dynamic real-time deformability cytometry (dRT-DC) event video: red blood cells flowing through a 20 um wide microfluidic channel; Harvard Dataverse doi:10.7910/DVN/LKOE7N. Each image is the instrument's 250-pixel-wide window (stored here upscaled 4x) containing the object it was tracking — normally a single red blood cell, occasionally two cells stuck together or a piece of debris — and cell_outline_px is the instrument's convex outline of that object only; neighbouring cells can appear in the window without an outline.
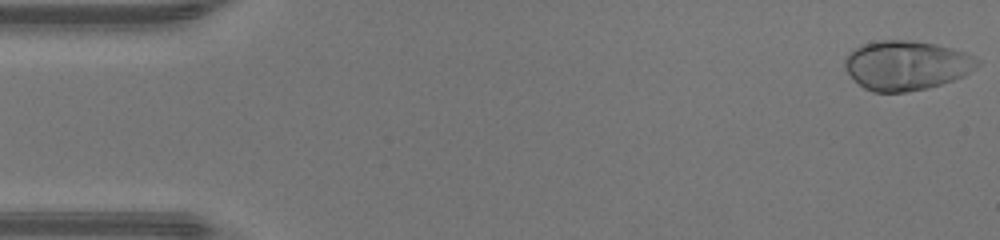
{"species": "human", "species_latin": "Homo sapiens", "temperature_condition": "warm", "stored_images_in_passage": 47, "camera_frame_rate_fps": 3000, "um_per_image_px": 0.085, "donor": {"sex": "male"}, "frame": {"image": 1, "passage_image": 1, "time_ms": 0.0, "image_size_px": [1000, 240], "cell_outline_px": [[980, 64], [964, 76], [928, 88], [904, 92], [872, 92], [864, 88], [844, 68], [844, 60], [848, 52], [864, 44], [880, 40], [912, 40], [936, 44], [952, 48], [964, 52], [980, 60]], "centroid_in_image_um": [77.04, 5.55], "position_along_channel_um": 8.0, "area_um2": 38.09}}
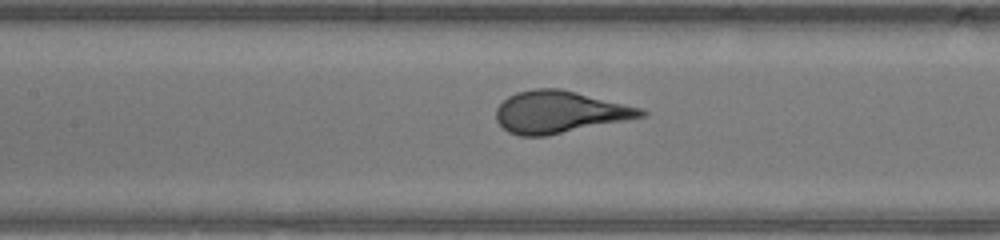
{"frame": {"image": 2, "passage_image": 21, "time_ms": 6.667, "image_size_px": [1000, 240], "cell_outline_px": [[648, 112], [644, 116], [544, 136], [520, 136], [508, 132], [496, 120], [496, 108], [508, 96], [516, 92], [532, 88], [560, 88], [640, 108]], "centroid_in_image_um": [47.49, 9.51], "position_along_channel_um": 159.9, "area_um2": 34.97}}
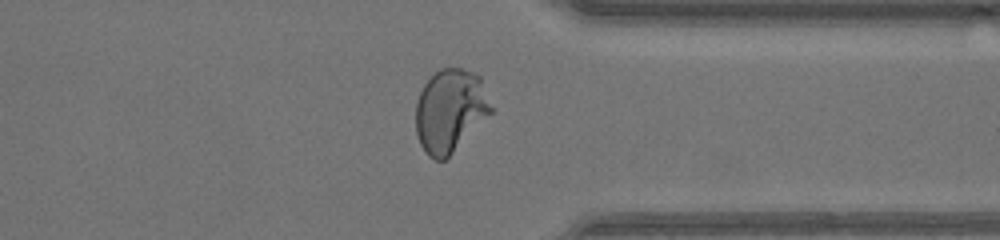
{"frame": {"image": 3, "passage_image": 36, "time_ms": 11.667, "image_size_px": [1000, 240], "cell_outline_px": [[492, 112], [444, 160], [436, 160], [428, 156], [424, 152], [420, 144], [416, 132], [416, 100], [424, 84], [440, 68], [460, 68], [476, 72], [480, 76], [492, 108]], "centroid_in_image_um": [38.24, 9.39], "position_along_channel_um": 373.2, "area_um2": 36.13}, "authors_computed_cell_mechanics": {"area_um2": 35.6048, "velocity_mm_per_s": 4.3575, "shape_relaxation_time_tau1_ms": 3.4847, "shape_relaxation_time_tau2_ms": null, "deformation_change_tau1": 0.2356, "deformation_change_tau2": null}}